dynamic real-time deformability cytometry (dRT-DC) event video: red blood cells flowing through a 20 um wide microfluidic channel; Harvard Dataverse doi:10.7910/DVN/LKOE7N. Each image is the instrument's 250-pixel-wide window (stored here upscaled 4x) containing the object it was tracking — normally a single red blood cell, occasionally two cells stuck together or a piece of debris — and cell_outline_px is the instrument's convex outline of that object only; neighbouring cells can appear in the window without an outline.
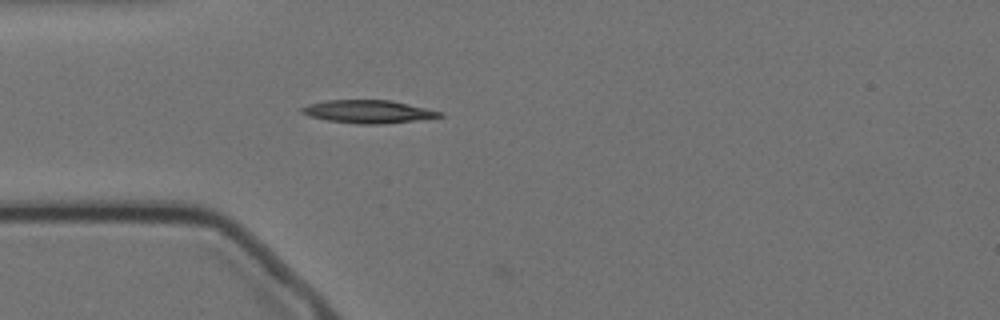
{"species": "Egyptian fruit bat (a non-hibernating species)", "species_latin": "Rousettus aegyptiacus", "temperature_condition": "cold", "stored_images_in_passage": 3, "camera_frame_rate_fps": 3000, "um_per_image_px": 0.085, "animal": {"sex": "female"}, "frame": {"image": 1, "passage_image": 2, "time_ms": 0.333, "image_size_px": [1000, 320], "cell_outline_px": [[444, 116], [416, 120], [384, 124], [356, 124], [328, 120], [308, 116], [300, 112], [300, 108], [308, 104], [328, 100], [388, 100], [444, 112]], "centroid_in_image_um": [31.27, 9.49], "position_along_channel_um": 53.7, "area_um2": 18.38}}